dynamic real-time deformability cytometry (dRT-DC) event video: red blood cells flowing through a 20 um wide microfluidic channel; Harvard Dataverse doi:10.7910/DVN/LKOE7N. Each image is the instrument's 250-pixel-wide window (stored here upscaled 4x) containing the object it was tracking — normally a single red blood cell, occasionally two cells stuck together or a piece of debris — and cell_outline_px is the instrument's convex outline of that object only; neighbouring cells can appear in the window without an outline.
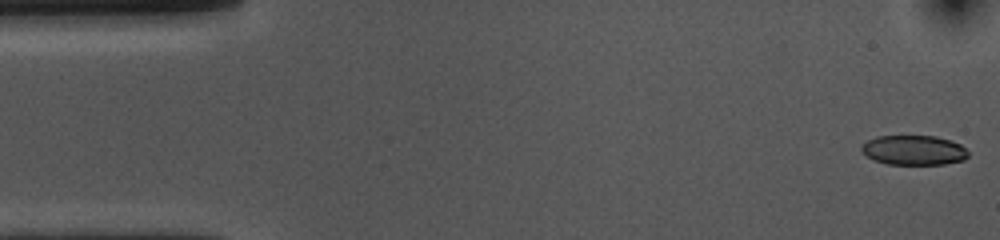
{"species": "common noctule bat (a hibernating species)", "species_latin": "Nyctalus noctula", "temperature_condition": "cold", "stored_images_in_passage": 53, "camera_frame_rate_fps": 3000, "um_per_image_px": 0.085, "animal": {"sex": "female", "body_mass_g": 10.0, "forearm_length_mm": 53.1}, "frame": {"image": 1, "passage_image": 1, "time_ms": 0.0, "image_size_px": [1000, 240], "cell_outline_px": [[968, 156], [964, 160], [944, 164], [888, 164], [872, 160], [860, 148], [868, 140], [876, 136], [936, 136], [952, 140], [960, 144], [968, 152]], "centroid_in_image_um": [77.69, 12.76], "position_along_channel_um": 7.3, "area_um2": 18.44}}
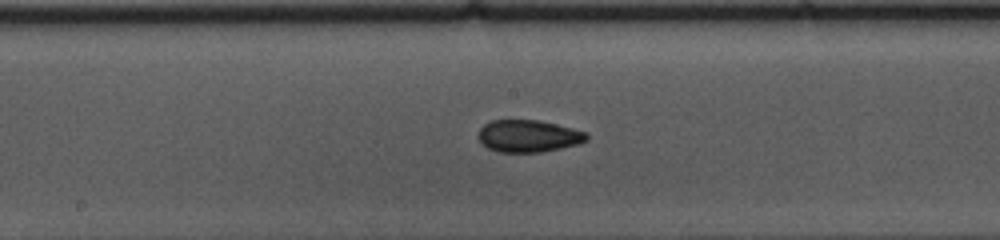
{"frame": {"image": 2, "passage_image": 26, "time_ms": 8.333, "image_size_px": [1000, 240], "cell_outline_px": [[588, 140], [580, 144], [540, 152], [500, 152], [488, 148], [476, 136], [480, 128], [484, 124], [492, 120], [536, 120], [556, 124], [588, 132]], "centroid_in_image_um": [44.93, 11.56], "position_along_channel_um": 203.3, "area_um2": 20.35}}
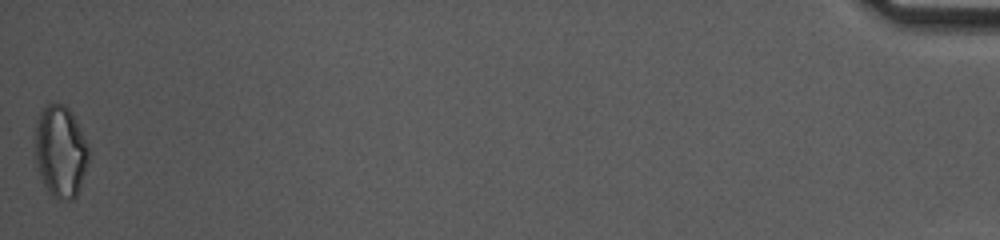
{"frame": {"image": 3, "passage_image": 53, "time_ms": 17.333, "image_size_px": [1000, 240], "cell_outline_px": [[88, 160], [76, 196], [72, 200], [60, 200], [52, 196], [48, 192], [40, 176], [36, 164], [36, 124], [40, 112], [48, 104], [64, 104], [72, 112], [88, 144]], "centroid_in_image_um": [5.14, 12.88], "position_along_channel_um": 430.1, "area_um2": 28.38}, "authors_computed_cell_mechanics": {"area_um2": 20.23, "velocity_mm_per_s": 3.6668, "shape_relaxation_time_tau1_ms": 6.186, "shape_relaxation_time_tau2_ms": 2.4391, "deformation_change_tau1": 0.129, "deformation_change_tau2": 0.0819}}